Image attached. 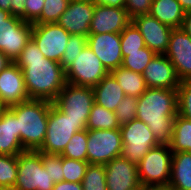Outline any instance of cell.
Segmentation results:
<instances>
[{
    "instance_id": "obj_30",
    "label": "cell",
    "mask_w": 191,
    "mask_h": 190,
    "mask_svg": "<svg viewBox=\"0 0 191 190\" xmlns=\"http://www.w3.org/2000/svg\"><path fill=\"white\" fill-rule=\"evenodd\" d=\"M18 173V156L0 154V187L12 190Z\"/></svg>"
},
{
    "instance_id": "obj_7",
    "label": "cell",
    "mask_w": 191,
    "mask_h": 190,
    "mask_svg": "<svg viewBox=\"0 0 191 190\" xmlns=\"http://www.w3.org/2000/svg\"><path fill=\"white\" fill-rule=\"evenodd\" d=\"M32 28L33 23L12 16L0 6V51L12 62H15L30 41Z\"/></svg>"
},
{
    "instance_id": "obj_39",
    "label": "cell",
    "mask_w": 191,
    "mask_h": 190,
    "mask_svg": "<svg viewBox=\"0 0 191 190\" xmlns=\"http://www.w3.org/2000/svg\"><path fill=\"white\" fill-rule=\"evenodd\" d=\"M152 0H126L125 9L131 19L138 15L148 14Z\"/></svg>"
},
{
    "instance_id": "obj_32",
    "label": "cell",
    "mask_w": 191,
    "mask_h": 190,
    "mask_svg": "<svg viewBox=\"0 0 191 190\" xmlns=\"http://www.w3.org/2000/svg\"><path fill=\"white\" fill-rule=\"evenodd\" d=\"M120 40L122 52H134L146 47L143 36L132 21L120 33Z\"/></svg>"
},
{
    "instance_id": "obj_27",
    "label": "cell",
    "mask_w": 191,
    "mask_h": 190,
    "mask_svg": "<svg viewBox=\"0 0 191 190\" xmlns=\"http://www.w3.org/2000/svg\"><path fill=\"white\" fill-rule=\"evenodd\" d=\"M86 127L87 130H110L119 129L120 124L116 118L115 112L107 110L94 102Z\"/></svg>"
},
{
    "instance_id": "obj_23",
    "label": "cell",
    "mask_w": 191,
    "mask_h": 190,
    "mask_svg": "<svg viewBox=\"0 0 191 190\" xmlns=\"http://www.w3.org/2000/svg\"><path fill=\"white\" fill-rule=\"evenodd\" d=\"M149 15L172 29L181 28L186 12L178 0H152Z\"/></svg>"
},
{
    "instance_id": "obj_14",
    "label": "cell",
    "mask_w": 191,
    "mask_h": 190,
    "mask_svg": "<svg viewBox=\"0 0 191 190\" xmlns=\"http://www.w3.org/2000/svg\"><path fill=\"white\" fill-rule=\"evenodd\" d=\"M94 8V2L71 0L56 23L71 35L76 34L87 37L90 31Z\"/></svg>"
},
{
    "instance_id": "obj_31",
    "label": "cell",
    "mask_w": 191,
    "mask_h": 190,
    "mask_svg": "<svg viewBox=\"0 0 191 190\" xmlns=\"http://www.w3.org/2000/svg\"><path fill=\"white\" fill-rule=\"evenodd\" d=\"M83 190H108L103 164H89L82 180Z\"/></svg>"
},
{
    "instance_id": "obj_43",
    "label": "cell",
    "mask_w": 191,
    "mask_h": 190,
    "mask_svg": "<svg viewBox=\"0 0 191 190\" xmlns=\"http://www.w3.org/2000/svg\"><path fill=\"white\" fill-rule=\"evenodd\" d=\"M93 2L107 7H125L126 0H93Z\"/></svg>"
},
{
    "instance_id": "obj_4",
    "label": "cell",
    "mask_w": 191,
    "mask_h": 190,
    "mask_svg": "<svg viewBox=\"0 0 191 190\" xmlns=\"http://www.w3.org/2000/svg\"><path fill=\"white\" fill-rule=\"evenodd\" d=\"M173 152L169 145L159 144L148 151L137 164L142 187H168Z\"/></svg>"
},
{
    "instance_id": "obj_9",
    "label": "cell",
    "mask_w": 191,
    "mask_h": 190,
    "mask_svg": "<svg viewBox=\"0 0 191 190\" xmlns=\"http://www.w3.org/2000/svg\"><path fill=\"white\" fill-rule=\"evenodd\" d=\"M110 72L86 45L74 62L65 70L66 83L94 87Z\"/></svg>"
},
{
    "instance_id": "obj_22",
    "label": "cell",
    "mask_w": 191,
    "mask_h": 190,
    "mask_svg": "<svg viewBox=\"0 0 191 190\" xmlns=\"http://www.w3.org/2000/svg\"><path fill=\"white\" fill-rule=\"evenodd\" d=\"M93 91L95 103L113 112L126 96L121 86L110 73L93 87Z\"/></svg>"
},
{
    "instance_id": "obj_17",
    "label": "cell",
    "mask_w": 191,
    "mask_h": 190,
    "mask_svg": "<svg viewBox=\"0 0 191 190\" xmlns=\"http://www.w3.org/2000/svg\"><path fill=\"white\" fill-rule=\"evenodd\" d=\"M108 190H139L142 186L138 178L137 165L121 156L104 165Z\"/></svg>"
},
{
    "instance_id": "obj_38",
    "label": "cell",
    "mask_w": 191,
    "mask_h": 190,
    "mask_svg": "<svg viewBox=\"0 0 191 190\" xmlns=\"http://www.w3.org/2000/svg\"><path fill=\"white\" fill-rule=\"evenodd\" d=\"M44 167L49 170V174L54 183L63 181L62 156L60 154H46L41 152Z\"/></svg>"
},
{
    "instance_id": "obj_20",
    "label": "cell",
    "mask_w": 191,
    "mask_h": 190,
    "mask_svg": "<svg viewBox=\"0 0 191 190\" xmlns=\"http://www.w3.org/2000/svg\"><path fill=\"white\" fill-rule=\"evenodd\" d=\"M148 88L178 89L180 80L165 54H156L142 73Z\"/></svg>"
},
{
    "instance_id": "obj_5",
    "label": "cell",
    "mask_w": 191,
    "mask_h": 190,
    "mask_svg": "<svg viewBox=\"0 0 191 190\" xmlns=\"http://www.w3.org/2000/svg\"><path fill=\"white\" fill-rule=\"evenodd\" d=\"M86 124L87 121H73L66 117L52 102L44 143L38 151L46 154H61L76 132L87 129Z\"/></svg>"
},
{
    "instance_id": "obj_28",
    "label": "cell",
    "mask_w": 191,
    "mask_h": 190,
    "mask_svg": "<svg viewBox=\"0 0 191 190\" xmlns=\"http://www.w3.org/2000/svg\"><path fill=\"white\" fill-rule=\"evenodd\" d=\"M122 55L123 68L142 74L156 54L148 47H144L134 52H122Z\"/></svg>"
},
{
    "instance_id": "obj_45",
    "label": "cell",
    "mask_w": 191,
    "mask_h": 190,
    "mask_svg": "<svg viewBox=\"0 0 191 190\" xmlns=\"http://www.w3.org/2000/svg\"><path fill=\"white\" fill-rule=\"evenodd\" d=\"M12 61L0 51V72L4 70Z\"/></svg>"
},
{
    "instance_id": "obj_19",
    "label": "cell",
    "mask_w": 191,
    "mask_h": 190,
    "mask_svg": "<svg viewBox=\"0 0 191 190\" xmlns=\"http://www.w3.org/2000/svg\"><path fill=\"white\" fill-rule=\"evenodd\" d=\"M29 100L23 71L11 62L0 72V101L8 108Z\"/></svg>"
},
{
    "instance_id": "obj_21",
    "label": "cell",
    "mask_w": 191,
    "mask_h": 190,
    "mask_svg": "<svg viewBox=\"0 0 191 190\" xmlns=\"http://www.w3.org/2000/svg\"><path fill=\"white\" fill-rule=\"evenodd\" d=\"M24 151L18 137L17 118L7 108L0 119V154L18 156Z\"/></svg>"
},
{
    "instance_id": "obj_33",
    "label": "cell",
    "mask_w": 191,
    "mask_h": 190,
    "mask_svg": "<svg viewBox=\"0 0 191 190\" xmlns=\"http://www.w3.org/2000/svg\"><path fill=\"white\" fill-rule=\"evenodd\" d=\"M71 0H45L41 16L33 24L56 23Z\"/></svg>"
},
{
    "instance_id": "obj_2",
    "label": "cell",
    "mask_w": 191,
    "mask_h": 190,
    "mask_svg": "<svg viewBox=\"0 0 191 190\" xmlns=\"http://www.w3.org/2000/svg\"><path fill=\"white\" fill-rule=\"evenodd\" d=\"M177 114L176 89L147 88L138 97L136 118L150 128L159 144H170Z\"/></svg>"
},
{
    "instance_id": "obj_41",
    "label": "cell",
    "mask_w": 191,
    "mask_h": 190,
    "mask_svg": "<svg viewBox=\"0 0 191 190\" xmlns=\"http://www.w3.org/2000/svg\"><path fill=\"white\" fill-rule=\"evenodd\" d=\"M25 0H3L0 6L8 10L12 16L21 18L24 21Z\"/></svg>"
},
{
    "instance_id": "obj_46",
    "label": "cell",
    "mask_w": 191,
    "mask_h": 190,
    "mask_svg": "<svg viewBox=\"0 0 191 190\" xmlns=\"http://www.w3.org/2000/svg\"><path fill=\"white\" fill-rule=\"evenodd\" d=\"M178 2L186 13L191 11V0H178Z\"/></svg>"
},
{
    "instance_id": "obj_6",
    "label": "cell",
    "mask_w": 191,
    "mask_h": 190,
    "mask_svg": "<svg viewBox=\"0 0 191 190\" xmlns=\"http://www.w3.org/2000/svg\"><path fill=\"white\" fill-rule=\"evenodd\" d=\"M12 190H52L55 183L42 162L40 151L25 150L18 155V173Z\"/></svg>"
},
{
    "instance_id": "obj_50",
    "label": "cell",
    "mask_w": 191,
    "mask_h": 190,
    "mask_svg": "<svg viewBox=\"0 0 191 190\" xmlns=\"http://www.w3.org/2000/svg\"><path fill=\"white\" fill-rule=\"evenodd\" d=\"M168 190H176V189L168 186Z\"/></svg>"
},
{
    "instance_id": "obj_24",
    "label": "cell",
    "mask_w": 191,
    "mask_h": 190,
    "mask_svg": "<svg viewBox=\"0 0 191 190\" xmlns=\"http://www.w3.org/2000/svg\"><path fill=\"white\" fill-rule=\"evenodd\" d=\"M169 187L191 190V152L173 153Z\"/></svg>"
},
{
    "instance_id": "obj_35",
    "label": "cell",
    "mask_w": 191,
    "mask_h": 190,
    "mask_svg": "<svg viewBox=\"0 0 191 190\" xmlns=\"http://www.w3.org/2000/svg\"><path fill=\"white\" fill-rule=\"evenodd\" d=\"M87 45V37L82 35H70L60 64L66 70L76 59L78 53Z\"/></svg>"
},
{
    "instance_id": "obj_15",
    "label": "cell",
    "mask_w": 191,
    "mask_h": 190,
    "mask_svg": "<svg viewBox=\"0 0 191 190\" xmlns=\"http://www.w3.org/2000/svg\"><path fill=\"white\" fill-rule=\"evenodd\" d=\"M87 45L109 72L122 65L120 33L89 34Z\"/></svg>"
},
{
    "instance_id": "obj_10",
    "label": "cell",
    "mask_w": 191,
    "mask_h": 190,
    "mask_svg": "<svg viewBox=\"0 0 191 190\" xmlns=\"http://www.w3.org/2000/svg\"><path fill=\"white\" fill-rule=\"evenodd\" d=\"M94 102L92 87L66 83L53 104L73 121H88Z\"/></svg>"
},
{
    "instance_id": "obj_16",
    "label": "cell",
    "mask_w": 191,
    "mask_h": 190,
    "mask_svg": "<svg viewBox=\"0 0 191 190\" xmlns=\"http://www.w3.org/2000/svg\"><path fill=\"white\" fill-rule=\"evenodd\" d=\"M144 38L145 46L155 54H165L168 49L172 28L162 24L155 17L144 14L132 19Z\"/></svg>"
},
{
    "instance_id": "obj_29",
    "label": "cell",
    "mask_w": 191,
    "mask_h": 190,
    "mask_svg": "<svg viewBox=\"0 0 191 190\" xmlns=\"http://www.w3.org/2000/svg\"><path fill=\"white\" fill-rule=\"evenodd\" d=\"M87 140V129L76 132L60 155L69 159L87 162Z\"/></svg>"
},
{
    "instance_id": "obj_37",
    "label": "cell",
    "mask_w": 191,
    "mask_h": 190,
    "mask_svg": "<svg viewBox=\"0 0 191 190\" xmlns=\"http://www.w3.org/2000/svg\"><path fill=\"white\" fill-rule=\"evenodd\" d=\"M178 114L191 120V79L180 82L177 89Z\"/></svg>"
},
{
    "instance_id": "obj_1",
    "label": "cell",
    "mask_w": 191,
    "mask_h": 190,
    "mask_svg": "<svg viewBox=\"0 0 191 190\" xmlns=\"http://www.w3.org/2000/svg\"><path fill=\"white\" fill-rule=\"evenodd\" d=\"M15 63L23 71L29 99L53 102L66 84L65 70L61 64L45 58L32 39Z\"/></svg>"
},
{
    "instance_id": "obj_26",
    "label": "cell",
    "mask_w": 191,
    "mask_h": 190,
    "mask_svg": "<svg viewBox=\"0 0 191 190\" xmlns=\"http://www.w3.org/2000/svg\"><path fill=\"white\" fill-rule=\"evenodd\" d=\"M169 146L173 153L191 152V120L176 115Z\"/></svg>"
},
{
    "instance_id": "obj_49",
    "label": "cell",
    "mask_w": 191,
    "mask_h": 190,
    "mask_svg": "<svg viewBox=\"0 0 191 190\" xmlns=\"http://www.w3.org/2000/svg\"><path fill=\"white\" fill-rule=\"evenodd\" d=\"M0 190H9V189H7L5 187H0Z\"/></svg>"
},
{
    "instance_id": "obj_13",
    "label": "cell",
    "mask_w": 191,
    "mask_h": 190,
    "mask_svg": "<svg viewBox=\"0 0 191 190\" xmlns=\"http://www.w3.org/2000/svg\"><path fill=\"white\" fill-rule=\"evenodd\" d=\"M165 56L173 64L180 81L191 79V36L182 28L172 29Z\"/></svg>"
},
{
    "instance_id": "obj_11",
    "label": "cell",
    "mask_w": 191,
    "mask_h": 190,
    "mask_svg": "<svg viewBox=\"0 0 191 190\" xmlns=\"http://www.w3.org/2000/svg\"><path fill=\"white\" fill-rule=\"evenodd\" d=\"M87 162L107 164L121 155L122 138L120 129L87 130Z\"/></svg>"
},
{
    "instance_id": "obj_44",
    "label": "cell",
    "mask_w": 191,
    "mask_h": 190,
    "mask_svg": "<svg viewBox=\"0 0 191 190\" xmlns=\"http://www.w3.org/2000/svg\"><path fill=\"white\" fill-rule=\"evenodd\" d=\"M181 28L191 36V11L185 14Z\"/></svg>"
},
{
    "instance_id": "obj_36",
    "label": "cell",
    "mask_w": 191,
    "mask_h": 190,
    "mask_svg": "<svg viewBox=\"0 0 191 190\" xmlns=\"http://www.w3.org/2000/svg\"><path fill=\"white\" fill-rule=\"evenodd\" d=\"M137 100L136 97L125 96L116 107L115 115L120 126L136 119Z\"/></svg>"
},
{
    "instance_id": "obj_40",
    "label": "cell",
    "mask_w": 191,
    "mask_h": 190,
    "mask_svg": "<svg viewBox=\"0 0 191 190\" xmlns=\"http://www.w3.org/2000/svg\"><path fill=\"white\" fill-rule=\"evenodd\" d=\"M45 0H25L24 21L34 23L42 13Z\"/></svg>"
},
{
    "instance_id": "obj_48",
    "label": "cell",
    "mask_w": 191,
    "mask_h": 190,
    "mask_svg": "<svg viewBox=\"0 0 191 190\" xmlns=\"http://www.w3.org/2000/svg\"><path fill=\"white\" fill-rule=\"evenodd\" d=\"M7 109V107L0 101V119L2 117L3 112Z\"/></svg>"
},
{
    "instance_id": "obj_47",
    "label": "cell",
    "mask_w": 191,
    "mask_h": 190,
    "mask_svg": "<svg viewBox=\"0 0 191 190\" xmlns=\"http://www.w3.org/2000/svg\"><path fill=\"white\" fill-rule=\"evenodd\" d=\"M139 190H168V187H141Z\"/></svg>"
},
{
    "instance_id": "obj_34",
    "label": "cell",
    "mask_w": 191,
    "mask_h": 190,
    "mask_svg": "<svg viewBox=\"0 0 191 190\" xmlns=\"http://www.w3.org/2000/svg\"><path fill=\"white\" fill-rule=\"evenodd\" d=\"M89 163L62 157L63 181L81 183Z\"/></svg>"
},
{
    "instance_id": "obj_18",
    "label": "cell",
    "mask_w": 191,
    "mask_h": 190,
    "mask_svg": "<svg viewBox=\"0 0 191 190\" xmlns=\"http://www.w3.org/2000/svg\"><path fill=\"white\" fill-rule=\"evenodd\" d=\"M131 21L125 7L95 4L89 34L121 33Z\"/></svg>"
},
{
    "instance_id": "obj_25",
    "label": "cell",
    "mask_w": 191,
    "mask_h": 190,
    "mask_svg": "<svg viewBox=\"0 0 191 190\" xmlns=\"http://www.w3.org/2000/svg\"><path fill=\"white\" fill-rule=\"evenodd\" d=\"M110 74L121 86L126 96L138 98L148 88L142 74L125 69L122 66L111 70Z\"/></svg>"
},
{
    "instance_id": "obj_3",
    "label": "cell",
    "mask_w": 191,
    "mask_h": 190,
    "mask_svg": "<svg viewBox=\"0 0 191 190\" xmlns=\"http://www.w3.org/2000/svg\"><path fill=\"white\" fill-rule=\"evenodd\" d=\"M51 103L29 99L8 107L17 118L18 137L24 150L38 151L42 147Z\"/></svg>"
},
{
    "instance_id": "obj_12",
    "label": "cell",
    "mask_w": 191,
    "mask_h": 190,
    "mask_svg": "<svg viewBox=\"0 0 191 190\" xmlns=\"http://www.w3.org/2000/svg\"><path fill=\"white\" fill-rule=\"evenodd\" d=\"M70 35L57 23L33 24L31 39L45 58L60 63Z\"/></svg>"
},
{
    "instance_id": "obj_42",
    "label": "cell",
    "mask_w": 191,
    "mask_h": 190,
    "mask_svg": "<svg viewBox=\"0 0 191 190\" xmlns=\"http://www.w3.org/2000/svg\"><path fill=\"white\" fill-rule=\"evenodd\" d=\"M52 190H83L82 183L61 181L55 183Z\"/></svg>"
},
{
    "instance_id": "obj_8",
    "label": "cell",
    "mask_w": 191,
    "mask_h": 190,
    "mask_svg": "<svg viewBox=\"0 0 191 190\" xmlns=\"http://www.w3.org/2000/svg\"><path fill=\"white\" fill-rule=\"evenodd\" d=\"M122 138L121 157L138 164L149 150L159 145L150 128L141 120L134 119L120 126Z\"/></svg>"
}]
</instances>
